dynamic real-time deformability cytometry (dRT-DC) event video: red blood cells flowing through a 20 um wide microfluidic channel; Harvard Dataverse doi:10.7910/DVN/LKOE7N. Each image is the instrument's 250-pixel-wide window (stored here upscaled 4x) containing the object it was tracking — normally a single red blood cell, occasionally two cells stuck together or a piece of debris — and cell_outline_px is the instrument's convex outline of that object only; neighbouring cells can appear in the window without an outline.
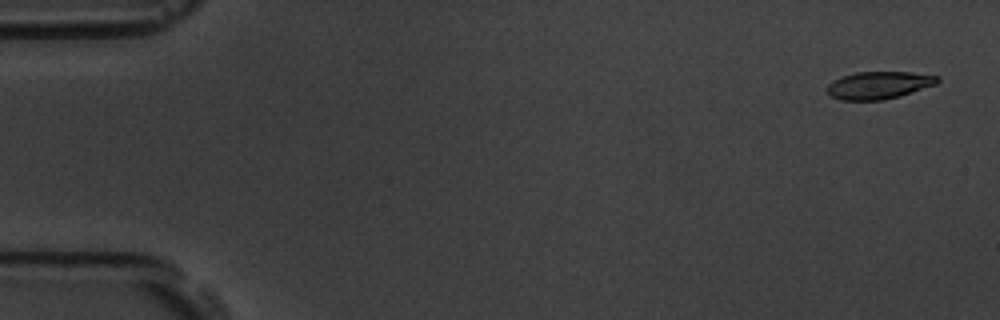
{"species": "common noctule bat (a hibernating species)", "species_latin": "Nyctalus noctula", "temperature_condition": "room temperature", "stored_images_in_passage": 6, "camera_frame_rate_fps": 3000, "um_per_image_px": 0.085, "animal": {"sex": "male", "body_mass_g": 19.5, "forearm_length_mm": 54.6}, "frame": {"image": 1, "passage_image": 1, "time_ms": 0.0, "image_size_px": [1000, 320], "cell_outline_px": [[940, 80], [936, 84], [900, 96], [884, 100], [840, 100], [832, 96], [828, 92], [828, 84], [832, 80], [856, 72], [912, 72], [940, 76]], "centroid_in_image_um": [74.73, 7.24], "position_along_channel_um": 10.3, "area_um2": 17.63}}
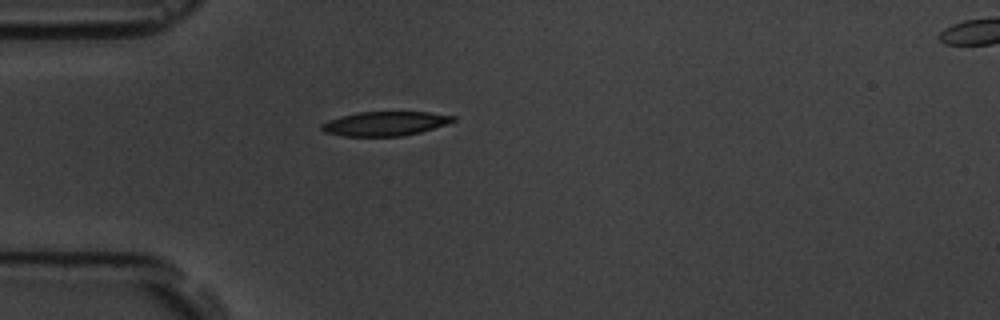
{"frame": {"image": 2, "passage_image": 5, "time_ms": 4.667, "image_size_px": [1000, 320], "cell_outline_px": [[456, 120], [448, 124], [420, 132], [400, 136], [344, 136], [324, 132], [320, 128], [320, 124], [328, 120], [340, 116], [360, 112], [428, 112], [456, 116]], "centroid_in_image_um": [32.73, 10.5], "position_along_channel_um": 52.3, "area_um2": 18.61}}